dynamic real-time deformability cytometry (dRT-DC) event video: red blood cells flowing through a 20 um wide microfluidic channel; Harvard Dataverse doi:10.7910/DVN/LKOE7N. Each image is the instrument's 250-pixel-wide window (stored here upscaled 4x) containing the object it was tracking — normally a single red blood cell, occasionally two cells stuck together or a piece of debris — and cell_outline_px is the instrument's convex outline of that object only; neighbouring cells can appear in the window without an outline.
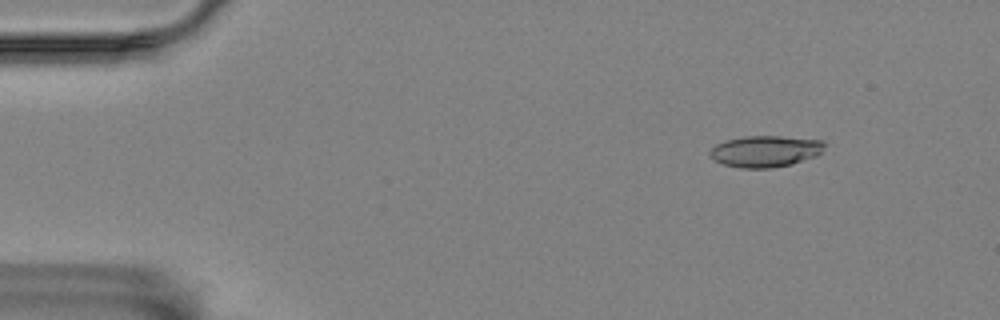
{"species": "Egyptian fruit bat (a non-hibernating species)", "species_latin": "Rousettus aegyptiacus", "temperature_condition": "room temperature", "stored_images_in_passage": 5, "camera_frame_rate_fps": 3000, "um_per_image_px": 0.085, "animal": {"sex": "female"}, "frame": {"image": 1, "passage_image": 2, "time_ms": 1.333, "image_size_px": [1000, 320], "cell_outline_px": [[824, 144], [820, 152], [816, 156], [788, 164], [772, 168], [740, 168], [724, 164], [716, 160], [708, 152], [716, 144], [728, 140], [744, 136], [780, 136], [820, 140]], "centroid_in_image_um": [65.02, 12.85], "position_along_channel_um": 20.0, "area_um2": 20.52}}
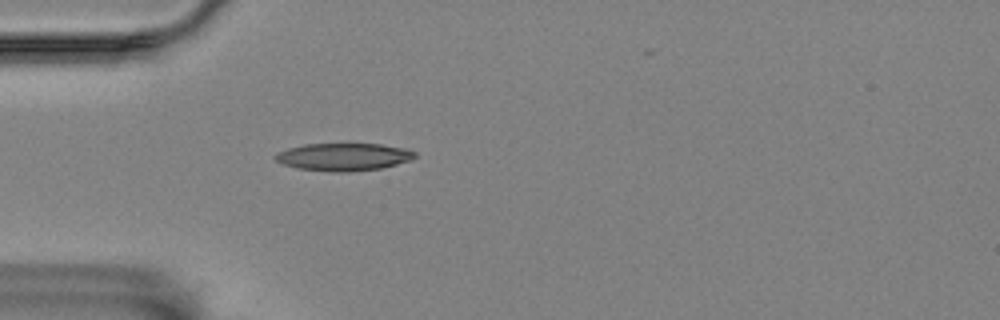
{"frame": {"image": 2, "passage_image": 5, "time_ms": 4.667, "image_size_px": [1000, 320], "cell_outline_px": [[416, 156], [412, 160], [380, 168], [348, 172], [332, 172], [296, 168], [284, 164], [276, 160], [272, 156], [276, 152], [288, 148], [304, 144], [380, 144], [404, 148], [416, 152]], "centroid_in_image_um": [29.18, 13.33], "position_along_channel_um": 55.8, "area_um2": 22.48}}